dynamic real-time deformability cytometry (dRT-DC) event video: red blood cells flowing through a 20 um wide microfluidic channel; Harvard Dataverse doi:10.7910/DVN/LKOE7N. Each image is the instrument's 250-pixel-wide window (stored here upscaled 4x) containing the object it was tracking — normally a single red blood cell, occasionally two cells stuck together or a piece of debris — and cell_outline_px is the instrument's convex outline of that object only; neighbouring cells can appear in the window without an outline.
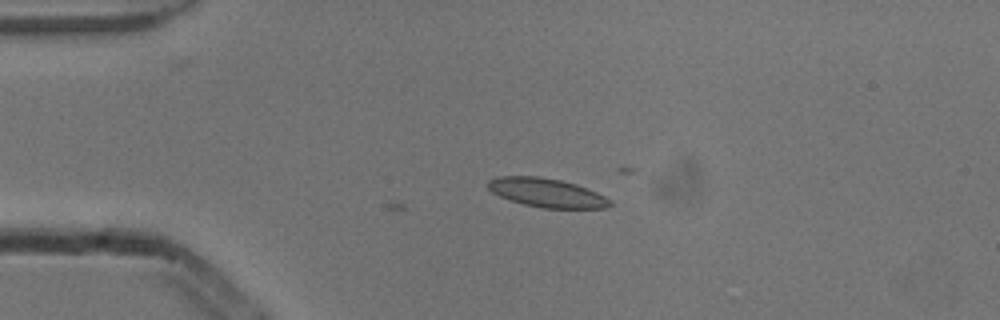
{"species": "common noctule bat (a hibernating species)", "species_latin": "Nyctalus noctula", "temperature_condition": "cold", "stored_images_in_passage": 3, "camera_frame_rate_fps": 3000, "um_per_image_px": 0.085, "animal": {"sex": "male", "body_mass_g": 13.3}, "frame": {"image": 1, "passage_image": 3, "time_ms": 0.667, "image_size_px": [1000, 320], "cell_outline_px": [[612, 204], [604, 208], [544, 208], [524, 204], [500, 196], [492, 192], [488, 188], [488, 180], [496, 176], [536, 176], [560, 180], [576, 184], [596, 192], [612, 200]], "centroid_in_image_um": [46.47, 16.38], "position_along_channel_um": 38.5, "area_um2": 20.35}}